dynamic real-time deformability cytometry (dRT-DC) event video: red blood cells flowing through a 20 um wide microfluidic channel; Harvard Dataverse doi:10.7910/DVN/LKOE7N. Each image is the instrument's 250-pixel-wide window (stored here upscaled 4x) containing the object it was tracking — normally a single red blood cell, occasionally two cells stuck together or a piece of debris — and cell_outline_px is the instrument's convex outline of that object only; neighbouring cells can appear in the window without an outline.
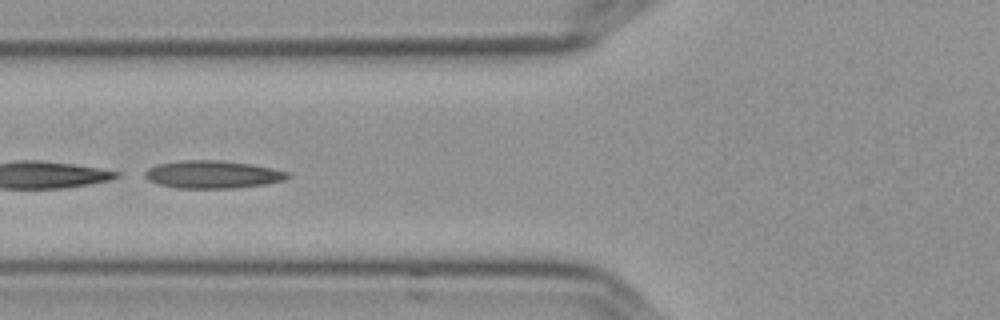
{"species": "Egyptian fruit bat (a non-hibernating species)", "species_latin": "Rousettus aegyptiacus", "temperature_condition": "cold", "stored_images_in_passage": 44, "camera_frame_rate_fps": 3000, "um_per_image_px": 0.085, "frame": {"image": 1, "passage_image": 11, "time_ms": 3.333, "image_size_px": [1000, 320], "cell_outline_px": [[292, 176], [284, 180], [264, 184], [236, 188], [176, 188], [160, 184], [148, 180], [144, 176], [144, 172], [148, 168], [156, 164], [184, 160], [220, 160], [252, 164], [272, 168], [288, 172]], "centroid_in_image_um": [18.07, 14.82], "position_along_channel_um": 107.7, "area_um2": 23.12}}
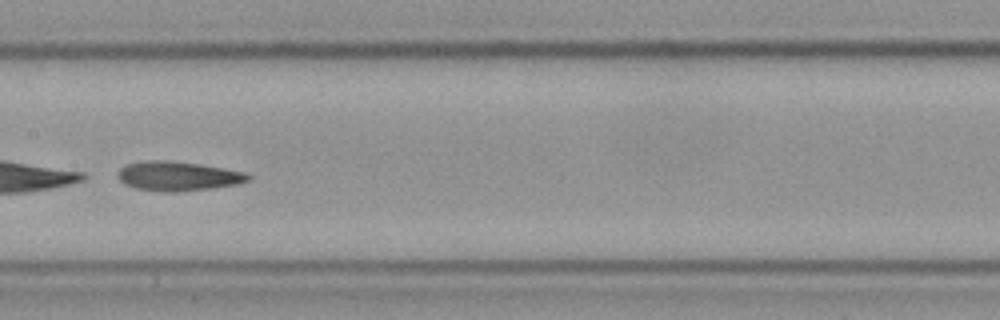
{"frame": {"image": 2, "passage_image": 18, "time_ms": 5.667, "image_size_px": [1000, 320], "cell_outline_px": [[252, 180], [240, 184], [212, 188], [176, 192], [164, 192], [136, 188], [124, 184], [116, 176], [116, 172], [120, 168], [128, 164], [148, 160], [164, 160], [196, 164], [244, 172], [252, 176]], "centroid_in_image_um": [15.12, 14.98], "position_along_channel_um": 192.3, "area_um2": 22.25}}
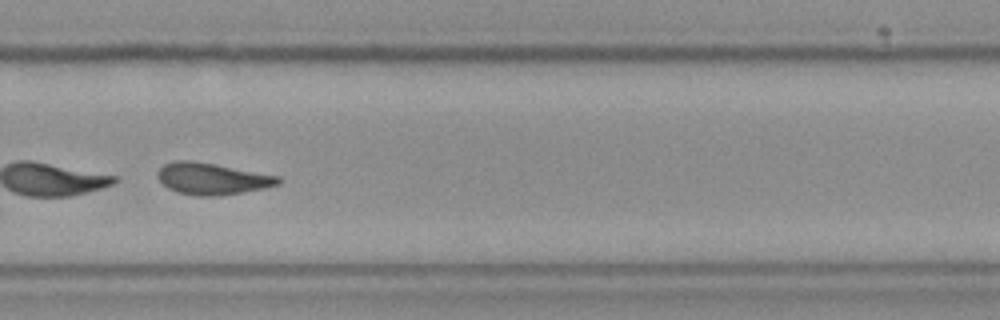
{"frame": {"image": 3, "passage_image": 28, "time_ms": 9.0, "image_size_px": [1000, 320], "cell_outline_px": [[280, 184], [264, 188], [244, 192], [216, 196], [196, 196], [176, 192], [168, 188], [156, 176], [156, 172], [164, 164], [176, 160], [188, 160], [216, 164], [280, 176]], "centroid_in_image_um": [18.02, 15.19], "position_along_channel_um": 311.8, "area_um2": 22.31}, "authors_computed_cell_mechanics": {"area_um2": 22.9177, "velocity_mm_per_s": 3.5925, "shape_relaxation_time_tau1_ms": 0.2886, "shape_relaxation_time_tau2_ms": 5.3165, "deformation_change_tau1": 0.2406, "deformation_change_tau2": 0.1221}}